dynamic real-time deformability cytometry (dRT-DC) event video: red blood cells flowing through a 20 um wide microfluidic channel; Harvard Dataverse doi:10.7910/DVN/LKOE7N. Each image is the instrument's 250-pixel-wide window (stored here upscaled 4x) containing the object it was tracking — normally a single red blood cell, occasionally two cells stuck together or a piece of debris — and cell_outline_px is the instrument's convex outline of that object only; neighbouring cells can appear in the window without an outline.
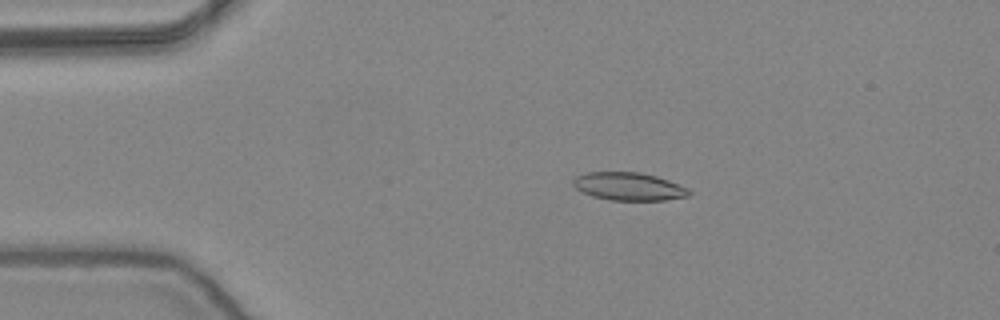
{"species": "common noctule bat (a hibernating species)", "species_latin": "Nyctalus noctula", "temperature_condition": "warm", "stored_images_in_passage": 39, "camera_frame_rate_fps": 3000, "um_per_image_px": 0.085, "animal": {"sex": "female", "body_mass_g": 24.6, "forearm_length_mm": 56.2}, "frame": {"image": 1, "passage_image": 4, "time_ms": 1.0, "image_size_px": [1000, 320], "cell_outline_px": [[692, 192], [688, 196], [664, 200], [612, 200], [592, 196], [576, 188], [572, 184], [572, 180], [576, 176], [584, 172], [640, 172], [656, 176], [668, 180], [688, 188]], "centroid_in_image_um": [53.43, 15.84], "position_along_channel_um": 31.6, "area_um2": 18.84}}
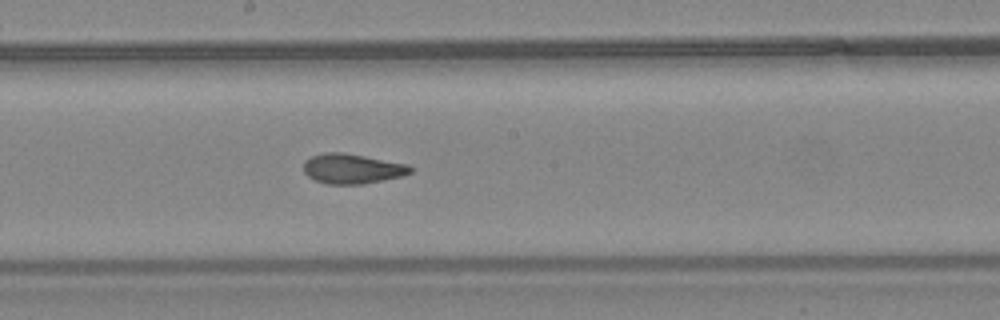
{"frame": {"image": 2, "passage_image": 22, "time_ms": 7.0, "image_size_px": [1000, 320], "cell_outline_px": [[416, 168], [412, 172], [404, 176], [364, 184], [324, 184], [308, 176], [304, 172], [304, 160], [312, 156], [324, 152], [344, 152], [408, 164]], "centroid_in_image_um": [29.98, 14.34], "position_along_channel_um": 218.2, "area_um2": 18.9}}
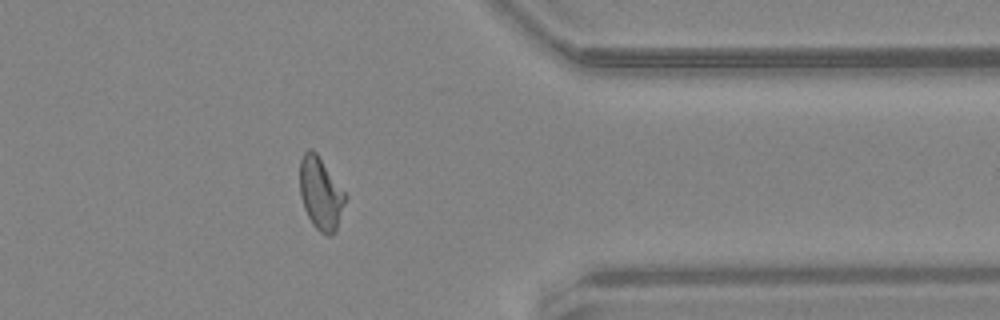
{"frame": {"image": 3, "passage_image": 36, "time_ms": 11.667, "image_size_px": [1000, 320], "cell_outline_px": [[348, 196], [336, 228], [332, 236], [328, 236], [320, 232], [312, 224], [304, 208], [300, 196], [300, 160], [304, 152], [308, 148], [312, 148], [316, 152]], "centroid_in_image_um": [27.25, 16.43], "position_along_channel_um": 384.1, "area_um2": 19.25}, "authors_computed_cell_mechanics": {"area_um2": 18.8428, "velocity_mm_per_s": 3.8872, "shape_relaxation_time_tau1_ms": null, "shape_relaxation_time_tau2_ms": 1.9128, "deformation_change_tau1": null, "deformation_change_tau2": 0.0877}}